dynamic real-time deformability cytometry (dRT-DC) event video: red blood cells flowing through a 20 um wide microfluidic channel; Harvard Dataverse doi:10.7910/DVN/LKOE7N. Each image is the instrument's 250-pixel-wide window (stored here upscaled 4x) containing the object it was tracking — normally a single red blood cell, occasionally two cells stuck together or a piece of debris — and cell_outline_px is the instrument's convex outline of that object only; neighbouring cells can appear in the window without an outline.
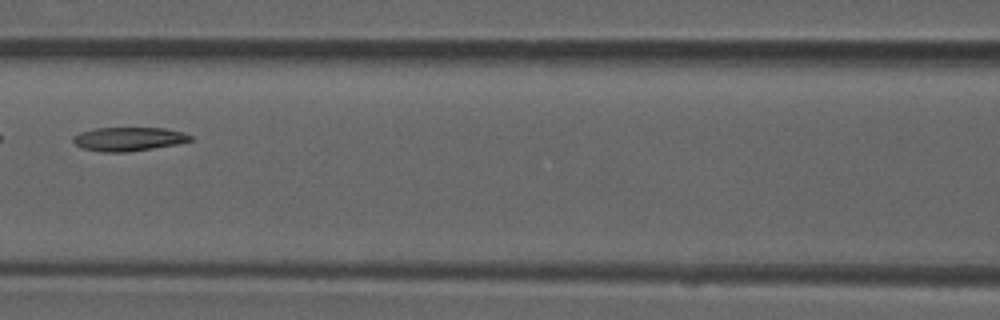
{"species": "common noctule bat (a hibernating species)", "species_latin": "Nyctalus noctula", "temperature_condition": "room temperature", "stored_images_in_passage": 5, "camera_frame_rate_fps": 3000, "um_per_image_px": 0.085, "animal": {"sex": "male", "forearm_length_mm": 52.5}, "frame": {"image": 1, "passage_image": 5, "time_ms": 1.333, "image_size_px": [1000, 320], "cell_outline_px": [[192, 140], [176, 144], [128, 152], [104, 152], [80, 148], [72, 140], [72, 136], [80, 132], [96, 128], [164, 128], [184, 132], [192, 136]], "centroid_in_image_um": [10.9, 11.81], "position_along_channel_um": 155.7, "area_um2": 16.24}}